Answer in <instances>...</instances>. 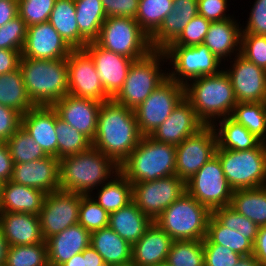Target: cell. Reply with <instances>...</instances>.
Masks as SVG:
<instances>
[{
    "label": "cell",
    "mask_w": 266,
    "mask_h": 266,
    "mask_svg": "<svg viewBox=\"0 0 266 266\" xmlns=\"http://www.w3.org/2000/svg\"><path fill=\"white\" fill-rule=\"evenodd\" d=\"M142 138L133 109L113 99L101 104L92 146L120 166Z\"/></svg>",
    "instance_id": "1"
},
{
    "label": "cell",
    "mask_w": 266,
    "mask_h": 266,
    "mask_svg": "<svg viewBox=\"0 0 266 266\" xmlns=\"http://www.w3.org/2000/svg\"><path fill=\"white\" fill-rule=\"evenodd\" d=\"M59 169L60 190L83 195H90L99 188L97 186H102L119 172V166L93 146L84 152L61 158Z\"/></svg>",
    "instance_id": "2"
},
{
    "label": "cell",
    "mask_w": 266,
    "mask_h": 266,
    "mask_svg": "<svg viewBox=\"0 0 266 266\" xmlns=\"http://www.w3.org/2000/svg\"><path fill=\"white\" fill-rule=\"evenodd\" d=\"M189 82L184 86L185 98L205 125H217L218 119L231 115L238 102L231 79L224 69L221 68L218 74L202 76Z\"/></svg>",
    "instance_id": "3"
},
{
    "label": "cell",
    "mask_w": 266,
    "mask_h": 266,
    "mask_svg": "<svg viewBox=\"0 0 266 266\" xmlns=\"http://www.w3.org/2000/svg\"><path fill=\"white\" fill-rule=\"evenodd\" d=\"M19 69L28 97L35 106H52L68 94L66 58L42 60L21 57Z\"/></svg>",
    "instance_id": "4"
},
{
    "label": "cell",
    "mask_w": 266,
    "mask_h": 266,
    "mask_svg": "<svg viewBox=\"0 0 266 266\" xmlns=\"http://www.w3.org/2000/svg\"><path fill=\"white\" fill-rule=\"evenodd\" d=\"M131 184L157 180L176 174V145L142 136L137 147L119 166Z\"/></svg>",
    "instance_id": "5"
},
{
    "label": "cell",
    "mask_w": 266,
    "mask_h": 266,
    "mask_svg": "<svg viewBox=\"0 0 266 266\" xmlns=\"http://www.w3.org/2000/svg\"><path fill=\"white\" fill-rule=\"evenodd\" d=\"M212 212L187 192L154 221L174 241L203 240Z\"/></svg>",
    "instance_id": "6"
},
{
    "label": "cell",
    "mask_w": 266,
    "mask_h": 266,
    "mask_svg": "<svg viewBox=\"0 0 266 266\" xmlns=\"http://www.w3.org/2000/svg\"><path fill=\"white\" fill-rule=\"evenodd\" d=\"M162 61L164 63L168 60L164 51L159 50H152L146 57L135 60L113 100L135 110L168 78V71H163L160 67L163 66Z\"/></svg>",
    "instance_id": "7"
},
{
    "label": "cell",
    "mask_w": 266,
    "mask_h": 266,
    "mask_svg": "<svg viewBox=\"0 0 266 266\" xmlns=\"http://www.w3.org/2000/svg\"><path fill=\"white\" fill-rule=\"evenodd\" d=\"M215 155L233 190L266 186V143L243 151L216 149Z\"/></svg>",
    "instance_id": "8"
},
{
    "label": "cell",
    "mask_w": 266,
    "mask_h": 266,
    "mask_svg": "<svg viewBox=\"0 0 266 266\" xmlns=\"http://www.w3.org/2000/svg\"><path fill=\"white\" fill-rule=\"evenodd\" d=\"M94 42L134 61L146 57L153 50L150 37L135 19L129 17H107Z\"/></svg>",
    "instance_id": "9"
},
{
    "label": "cell",
    "mask_w": 266,
    "mask_h": 266,
    "mask_svg": "<svg viewBox=\"0 0 266 266\" xmlns=\"http://www.w3.org/2000/svg\"><path fill=\"white\" fill-rule=\"evenodd\" d=\"M163 51L170 60L168 64L174 67L171 72L169 70L168 78L184 86L190 80L221 71V61L204 44L168 46Z\"/></svg>",
    "instance_id": "10"
},
{
    "label": "cell",
    "mask_w": 266,
    "mask_h": 266,
    "mask_svg": "<svg viewBox=\"0 0 266 266\" xmlns=\"http://www.w3.org/2000/svg\"><path fill=\"white\" fill-rule=\"evenodd\" d=\"M186 192L213 212L230 205L234 190L224 175L219 158L215 155L186 181Z\"/></svg>",
    "instance_id": "11"
},
{
    "label": "cell",
    "mask_w": 266,
    "mask_h": 266,
    "mask_svg": "<svg viewBox=\"0 0 266 266\" xmlns=\"http://www.w3.org/2000/svg\"><path fill=\"white\" fill-rule=\"evenodd\" d=\"M184 97V85L167 78L134 110L141 135L150 136Z\"/></svg>",
    "instance_id": "12"
},
{
    "label": "cell",
    "mask_w": 266,
    "mask_h": 266,
    "mask_svg": "<svg viewBox=\"0 0 266 266\" xmlns=\"http://www.w3.org/2000/svg\"><path fill=\"white\" fill-rule=\"evenodd\" d=\"M186 192V182L176 174L132 184L133 201L153 222Z\"/></svg>",
    "instance_id": "13"
},
{
    "label": "cell",
    "mask_w": 266,
    "mask_h": 266,
    "mask_svg": "<svg viewBox=\"0 0 266 266\" xmlns=\"http://www.w3.org/2000/svg\"><path fill=\"white\" fill-rule=\"evenodd\" d=\"M217 139L212 125H204L196 133L176 145V175L188 181L215 156Z\"/></svg>",
    "instance_id": "14"
},
{
    "label": "cell",
    "mask_w": 266,
    "mask_h": 266,
    "mask_svg": "<svg viewBox=\"0 0 266 266\" xmlns=\"http://www.w3.org/2000/svg\"><path fill=\"white\" fill-rule=\"evenodd\" d=\"M81 194L57 190L46 194L39 213L41 231L46 241L51 236L78 224Z\"/></svg>",
    "instance_id": "15"
},
{
    "label": "cell",
    "mask_w": 266,
    "mask_h": 266,
    "mask_svg": "<svg viewBox=\"0 0 266 266\" xmlns=\"http://www.w3.org/2000/svg\"><path fill=\"white\" fill-rule=\"evenodd\" d=\"M68 67V93L105 102L106 94L91 56L84 49H73L66 58Z\"/></svg>",
    "instance_id": "16"
},
{
    "label": "cell",
    "mask_w": 266,
    "mask_h": 266,
    "mask_svg": "<svg viewBox=\"0 0 266 266\" xmlns=\"http://www.w3.org/2000/svg\"><path fill=\"white\" fill-rule=\"evenodd\" d=\"M225 72L229 75L237 102H264L266 98V70L241 54L233 59Z\"/></svg>",
    "instance_id": "17"
},
{
    "label": "cell",
    "mask_w": 266,
    "mask_h": 266,
    "mask_svg": "<svg viewBox=\"0 0 266 266\" xmlns=\"http://www.w3.org/2000/svg\"><path fill=\"white\" fill-rule=\"evenodd\" d=\"M83 49L93 59L106 94L113 99L121 90L134 60L105 50L95 42H89Z\"/></svg>",
    "instance_id": "18"
},
{
    "label": "cell",
    "mask_w": 266,
    "mask_h": 266,
    "mask_svg": "<svg viewBox=\"0 0 266 266\" xmlns=\"http://www.w3.org/2000/svg\"><path fill=\"white\" fill-rule=\"evenodd\" d=\"M72 50L55 28L44 22L27 27L21 57L56 60L67 58Z\"/></svg>",
    "instance_id": "19"
},
{
    "label": "cell",
    "mask_w": 266,
    "mask_h": 266,
    "mask_svg": "<svg viewBox=\"0 0 266 266\" xmlns=\"http://www.w3.org/2000/svg\"><path fill=\"white\" fill-rule=\"evenodd\" d=\"M102 102L90 98L65 95L52 107L63 121L85 135L91 142L97 132L98 114Z\"/></svg>",
    "instance_id": "20"
},
{
    "label": "cell",
    "mask_w": 266,
    "mask_h": 266,
    "mask_svg": "<svg viewBox=\"0 0 266 266\" xmlns=\"http://www.w3.org/2000/svg\"><path fill=\"white\" fill-rule=\"evenodd\" d=\"M10 181L42 190L46 194L60 190L59 159L46 156L38 160L14 164Z\"/></svg>",
    "instance_id": "21"
},
{
    "label": "cell",
    "mask_w": 266,
    "mask_h": 266,
    "mask_svg": "<svg viewBox=\"0 0 266 266\" xmlns=\"http://www.w3.org/2000/svg\"><path fill=\"white\" fill-rule=\"evenodd\" d=\"M204 125L197 117L191 103L184 97L150 137L158 142L179 145Z\"/></svg>",
    "instance_id": "22"
},
{
    "label": "cell",
    "mask_w": 266,
    "mask_h": 266,
    "mask_svg": "<svg viewBox=\"0 0 266 266\" xmlns=\"http://www.w3.org/2000/svg\"><path fill=\"white\" fill-rule=\"evenodd\" d=\"M21 127L47 156L57 158L56 110L52 106H34L22 115Z\"/></svg>",
    "instance_id": "23"
},
{
    "label": "cell",
    "mask_w": 266,
    "mask_h": 266,
    "mask_svg": "<svg viewBox=\"0 0 266 266\" xmlns=\"http://www.w3.org/2000/svg\"><path fill=\"white\" fill-rule=\"evenodd\" d=\"M198 15L197 0H173L172 11L150 37L153 50L163 51L182 33L192 18Z\"/></svg>",
    "instance_id": "24"
},
{
    "label": "cell",
    "mask_w": 266,
    "mask_h": 266,
    "mask_svg": "<svg viewBox=\"0 0 266 266\" xmlns=\"http://www.w3.org/2000/svg\"><path fill=\"white\" fill-rule=\"evenodd\" d=\"M173 239L155 222L132 245V262L136 266H155L167 260Z\"/></svg>",
    "instance_id": "25"
},
{
    "label": "cell",
    "mask_w": 266,
    "mask_h": 266,
    "mask_svg": "<svg viewBox=\"0 0 266 266\" xmlns=\"http://www.w3.org/2000/svg\"><path fill=\"white\" fill-rule=\"evenodd\" d=\"M0 228L9 246L33 245L45 242L39 215L32 213H0Z\"/></svg>",
    "instance_id": "26"
},
{
    "label": "cell",
    "mask_w": 266,
    "mask_h": 266,
    "mask_svg": "<svg viewBox=\"0 0 266 266\" xmlns=\"http://www.w3.org/2000/svg\"><path fill=\"white\" fill-rule=\"evenodd\" d=\"M91 233L82 225L67 227L46 240L49 266H61L90 246Z\"/></svg>",
    "instance_id": "27"
},
{
    "label": "cell",
    "mask_w": 266,
    "mask_h": 266,
    "mask_svg": "<svg viewBox=\"0 0 266 266\" xmlns=\"http://www.w3.org/2000/svg\"><path fill=\"white\" fill-rule=\"evenodd\" d=\"M242 27L237 20L229 18L211 22L203 44L220 60L231 58L232 53L241 51Z\"/></svg>",
    "instance_id": "28"
},
{
    "label": "cell",
    "mask_w": 266,
    "mask_h": 266,
    "mask_svg": "<svg viewBox=\"0 0 266 266\" xmlns=\"http://www.w3.org/2000/svg\"><path fill=\"white\" fill-rule=\"evenodd\" d=\"M1 212L32 213L39 215L46 193L13 181L1 184Z\"/></svg>",
    "instance_id": "29"
},
{
    "label": "cell",
    "mask_w": 266,
    "mask_h": 266,
    "mask_svg": "<svg viewBox=\"0 0 266 266\" xmlns=\"http://www.w3.org/2000/svg\"><path fill=\"white\" fill-rule=\"evenodd\" d=\"M132 200L126 206L109 213V227L131 245L136 243L152 224Z\"/></svg>",
    "instance_id": "30"
},
{
    "label": "cell",
    "mask_w": 266,
    "mask_h": 266,
    "mask_svg": "<svg viewBox=\"0 0 266 266\" xmlns=\"http://www.w3.org/2000/svg\"><path fill=\"white\" fill-rule=\"evenodd\" d=\"M48 22L72 49H83L88 44L78 29L74 0H56Z\"/></svg>",
    "instance_id": "31"
},
{
    "label": "cell",
    "mask_w": 266,
    "mask_h": 266,
    "mask_svg": "<svg viewBox=\"0 0 266 266\" xmlns=\"http://www.w3.org/2000/svg\"><path fill=\"white\" fill-rule=\"evenodd\" d=\"M90 245L111 265L132 261V245L109 226L91 233Z\"/></svg>",
    "instance_id": "32"
},
{
    "label": "cell",
    "mask_w": 266,
    "mask_h": 266,
    "mask_svg": "<svg viewBox=\"0 0 266 266\" xmlns=\"http://www.w3.org/2000/svg\"><path fill=\"white\" fill-rule=\"evenodd\" d=\"M218 122L217 126L212 124L216 134L217 149L243 151L258 147L262 143L259 138L230 116L221 118Z\"/></svg>",
    "instance_id": "33"
},
{
    "label": "cell",
    "mask_w": 266,
    "mask_h": 266,
    "mask_svg": "<svg viewBox=\"0 0 266 266\" xmlns=\"http://www.w3.org/2000/svg\"><path fill=\"white\" fill-rule=\"evenodd\" d=\"M229 206L258 227L266 226V186L234 190Z\"/></svg>",
    "instance_id": "34"
},
{
    "label": "cell",
    "mask_w": 266,
    "mask_h": 266,
    "mask_svg": "<svg viewBox=\"0 0 266 266\" xmlns=\"http://www.w3.org/2000/svg\"><path fill=\"white\" fill-rule=\"evenodd\" d=\"M0 104L22 115L35 106L28 97L19 68L0 75Z\"/></svg>",
    "instance_id": "35"
},
{
    "label": "cell",
    "mask_w": 266,
    "mask_h": 266,
    "mask_svg": "<svg viewBox=\"0 0 266 266\" xmlns=\"http://www.w3.org/2000/svg\"><path fill=\"white\" fill-rule=\"evenodd\" d=\"M100 187L96 197L90 195L108 213L119 210L133 200L132 184L120 171Z\"/></svg>",
    "instance_id": "36"
},
{
    "label": "cell",
    "mask_w": 266,
    "mask_h": 266,
    "mask_svg": "<svg viewBox=\"0 0 266 266\" xmlns=\"http://www.w3.org/2000/svg\"><path fill=\"white\" fill-rule=\"evenodd\" d=\"M74 2L80 35L88 43L94 42L107 18L102 2L101 0H74Z\"/></svg>",
    "instance_id": "37"
},
{
    "label": "cell",
    "mask_w": 266,
    "mask_h": 266,
    "mask_svg": "<svg viewBox=\"0 0 266 266\" xmlns=\"http://www.w3.org/2000/svg\"><path fill=\"white\" fill-rule=\"evenodd\" d=\"M203 244L224 245L242 256L253 254V243L236 230L225 227L213 214L209 218Z\"/></svg>",
    "instance_id": "38"
},
{
    "label": "cell",
    "mask_w": 266,
    "mask_h": 266,
    "mask_svg": "<svg viewBox=\"0 0 266 266\" xmlns=\"http://www.w3.org/2000/svg\"><path fill=\"white\" fill-rule=\"evenodd\" d=\"M230 117L266 143V107L264 102H239L233 108Z\"/></svg>",
    "instance_id": "39"
},
{
    "label": "cell",
    "mask_w": 266,
    "mask_h": 266,
    "mask_svg": "<svg viewBox=\"0 0 266 266\" xmlns=\"http://www.w3.org/2000/svg\"><path fill=\"white\" fill-rule=\"evenodd\" d=\"M173 0H139L135 20L151 37L161 26L164 18L172 11Z\"/></svg>",
    "instance_id": "40"
},
{
    "label": "cell",
    "mask_w": 266,
    "mask_h": 266,
    "mask_svg": "<svg viewBox=\"0 0 266 266\" xmlns=\"http://www.w3.org/2000/svg\"><path fill=\"white\" fill-rule=\"evenodd\" d=\"M55 133L57 134V158L59 160L84 152L92 146V142L85 135L59 118L57 112Z\"/></svg>",
    "instance_id": "41"
},
{
    "label": "cell",
    "mask_w": 266,
    "mask_h": 266,
    "mask_svg": "<svg viewBox=\"0 0 266 266\" xmlns=\"http://www.w3.org/2000/svg\"><path fill=\"white\" fill-rule=\"evenodd\" d=\"M13 164L45 158L47 155L32 137L20 127L6 141Z\"/></svg>",
    "instance_id": "42"
},
{
    "label": "cell",
    "mask_w": 266,
    "mask_h": 266,
    "mask_svg": "<svg viewBox=\"0 0 266 266\" xmlns=\"http://www.w3.org/2000/svg\"><path fill=\"white\" fill-rule=\"evenodd\" d=\"M5 266H49L47 243L9 246Z\"/></svg>",
    "instance_id": "43"
},
{
    "label": "cell",
    "mask_w": 266,
    "mask_h": 266,
    "mask_svg": "<svg viewBox=\"0 0 266 266\" xmlns=\"http://www.w3.org/2000/svg\"><path fill=\"white\" fill-rule=\"evenodd\" d=\"M166 262L170 266H204L203 240L173 241Z\"/></svg>",
    "instance_id": "44"
},
{
    "label": "cell",
    "mask_w": 266,
    "mask_h": 266,
    "mask_svg": "<svg viewBox=\"0 0 266 266\" xmlns=\"http://www.w3.org/2000/svg\"><path fill=\"white\" fill-rule=\"evenodd\" d=\"M78 224L90 233L108 227L109 213L91 195L81 194Z\"/></svg>",
    "instance_id": "45"
},
{
    "label": "cell",
    "mask_w": 266,
    "mask_h": 266,
    "mask_svg": "<svg viewBox=\"0 0 266 266\" xmlns=\"http://www.w3.org/2000/svg\"><path fill=\"white\" fill-rule=\"evenodd\" d=\"M212 214L227 228L236 230L253 244L256 241L259 227L230 206L215 209Z\"/></svg>",
    "instance_id": "46"
},
{
    "label": "cell",
    "mask_w": 266,
    "mask_h": 266,
    "mask_svg": "<svg viewBox=\"0 0 266 266\" xmlns=\"http://www.w3.org/2000/svg\"><path fill=\"white\" fill-rule=\"evenodd\" d=\"M56 0H18V15L26 26L49 21Z\"/></svg>",
    "instance_id": "47"
},
{
    "label": "cell",
    "mask_w": 266,
    "mask_h": 266,
    "mask_svg": "<svg viewBox=\"0 0 266 266\" xmlns=\"http://www.w3.org/2000/svg\"><path fill=\"white\" fill-rule=\"evenodd\" d=\"M27 33L25 22L18 15L0 27V49L22 51Z\"/></svg>",
    "instance_id": "48"
},
{
    "label": "cell",
    "mask_w": 266,
    "mask_h": 266,
    "mask_svg": "<svg viewBox=\"0 0 266 266\" xmlns=\"http://www.w3.org/2000/svg\"><path fill=\"white\" fill-rule=\"evenodd\" d=\"M211 22L201 15H196L185 26L179 37L169 46H194L203 44Z\"/></svg>",
    "instance_id": "49"
},
{
    "label": "cell",
    "mask_w": 266,
    "mask_h": 266,
    "mask_svg": "<svg viewBox=\"0 0 266 266\" xmlns=\"http://www.w3.org/2000/svg\"><path fill=\"white\" fill-rule=\"evenodd\" d=\"M240 54L258 67L266 70V36L242 34Z\"/></svg>",
    "instance_id": "50"
},
{
    "label": "cell",
    "mask_w": 266,
    "mask_h": 266,
    "mask_svg": "<svg viewBox=\"0 0 266 266\" xmlns=\"http://www.w3.org/2000/svg\"><path fill=\"white\" fill-rule=\"evenodd\" d=\"M204 266H234L242 256L219 244H203Z\"/></svg>",
    "instance_id": "51"
},
{
    "label": "cell",
    "mask_w": 266,
    "mask_h": 266,
    "mask_svg": "<svg viewBox=\"0 0 266 266\" xmlns=\"http://www.w3.org/2000/svg\"><path fill=\"white\" fill-rule=\"evenodd\" d=\"M242 34L266 36V0H255Z\"/></svg>",
    "instance_id": "52"
},
{
    "label": "cell",
    "mask_w": 266,
    "mask_h": 266,
    "mask_svg": "<svg viewBox=\"0 0 266 266\" xmlns=\"http://www.w3.org/2000/svg\"><path fill=\"white\" fill-rule=\"evenodd\" d=\"M107 17H129L135 19L139 0H101Z\"/></svg>",
    "instance_id": "53"
},
{
    "label": "cell",
    "mask_w": 266,
    "mask_h": 266,
    "mask_svg": "<svg viewBox=\"0 0 266 266\" xmlns=\"http://www.w3.org/2000/svg\"><path fill=\"white\" fill-rule=\"evenodd\" d=\"M21 119V113L0 104V142H6L21 127Z\"/></svg>",
    "instance_id": "54"
},
{
    "label": "cell",
    "mask_w": 266,
    "mask_h": 266,
    "mask_svg": "<svg viewBox=\"0 0 266 266\" xmlns=\"http://www.w3.org/2000/svg\"><path fill=\"white\" fill-rule=\"evenodd\" d=\"M198 14L210 22L233 18L225 14L228 7L227 0H197Z\"/></svg>",
    "instance_id": "55"
},
{
    "label": "cell",
    "mask_w": 266,
    "mask_h": 266,
    "mask_svg": "<svg viewBox=\"0 0 266 266\" xmlns=\"http://www.w3.org/2000/svg\"><path fill=\"white\" fill-rule=\"evenodd\" d=\"M21 51L0 49V75L19 68Z\"/></svg>",
    "instance_id": "56"
},
{
    "label": "cell",
    "mask_w": 266,
    "mask_h": 266,
    "mask_svg": "<svg viewBox=\"0 0 266 266\" xmlns=\"http://www.w3.org/2000/svg\"><path fill=\"white\" fill-rule=\"evenodd\" d=\"M13 160L6 142H0V182L10 181L13 171Z\"/></svg>",
    "instance_id": "57"
},
{
    "label": "cell",
    "mask_w": 266,
    "mask_h": 266,
    "mask_svg": "<svg viewBox=\"0 0 266 266\" xmlns=\"http://www.w3.org/2000/svg\"><path fill=\"white\" fill-rule=\"evenodd\" d=\"M253 255L259 261L260 266H266V226L258 229L256 241L253 244Z\"/></svg>",
    "instance_id": "58"
},
{
    "label": "cell",
    "mask_w": 266,
    "mask_h": 266,
    "mask_svg": "<svg viewBox=\"0 0 266 266\" xmlns=\"http://www.w3.org/2000/svg\"><path fill=\"white\" fill-rule=\"evenodd\" d=\"M18 16V0H0V27Z\"/></svg>",
    "instance_id": "59"
},
{
    "label": "cell",
    "mask_w": 266,
    "mask_h": 266,
    "mask_svg": "<svg viewBox=\"0 0 266 266\" xmlns=\"http://www.w3.org/2000/svg\"><path fill=\"white\" fill-rule=\"evenodd\" d=\"M83 256H86V266H100L104 261L102 256L90 245L82 251Z\"/></svg>",
    "instance_id": "60"
},
{
    "label": "cell",
    "mask_w": 266,
    "mask_h": 266,
    "mask_svg": "<svg viewBox=\"0 0 266 266\" xmlns=\"http://www.w3.org/2000/svg\"><path fill=\"white\" fill-rule=\"evenodd\" d=\"M8 247V242L0 228V266L5 265Z\"/></svg>",
    "instance_id": "61"
},
{
    "label": "cell",
    "mask_w": 266,
    "mask_h": 266,
    "mask_svg": "<svg viewBox=\"0 0 266 266\" xmlns=\"http://www.w3.org/2000/svg\"><path fill=\"white\" fill-rule=\"evenodd\" d=\"M86 256H83L82 252L75 254L71 257L67 262L62 264L61 266H86Z\"/></svg>",
    "instance_id": "62"
},
{
    "label": "cell",
    "mask_w": 266,
    "mask_h": 266,
    "mask_svg": "<svg viewBox=\"0 0 266 266\" xmlns=\"http://www.w3.org/2000/svg\"><path fill=\"white\" fill-rule=\"evenodd\" d=\"M234 266H260L253 254L241 256Z\"/></svg>",
    "instance_id": "63"
},
{
    "label": "cell",
    "mask_w": 266,
    "mask_h": 266,
    "mask_svg": "<svg viewBox=\"0 0 266 266\" xmlns=\"http://www.w3.org/2000/svg\"><path fill=\"white\" fill-rule=\"evenodd\" d=\"M113 266H136L132 261L124 263V264H118Z\"/></svg>",
    "instance_id": "64"
},
{
    "label": "cell",
    "mask_w": 266,
    "mask_h": 266,
    "mask_svg": "<svg viewBox=\"0 0 266 266\" xmlns=\"http://www.w3.org/2000/svg\"><path fill=\"white\" fill-rule=\"evenodd\" d=\"M155 266H170L167 262L157 264Z\"/></svg>",
    "instance_id": "65"
},
{
    "label": "cell",
    "mask_w": 266,
    "mask_h": 266,
    "mask_svg": "<svg viewBox=\"0 0 266 266\" xmlns=\"http://www.w3.org/2000/svg\"><path fill=\"white\" fill-rule=\"evenodd\" d=\"M100 266H113V265L108 264V263H106V262H103Z\"/></svg>",
    "instance_id": "66"
},
{
    "label": "cell",
    "mask_w": 266,
    "mask_h": 266,
    "mask_svg": "<svg viewBox=\"0 0 266 266\" xmlns=\"http://www.w3.org/2000/svg\"><path fill=\"white\" fill-rule=\"evenodd\" d=\"M0 213H1V191H0Z\"/></svg>",
    "instance_id": "67"
}]
</instances>
